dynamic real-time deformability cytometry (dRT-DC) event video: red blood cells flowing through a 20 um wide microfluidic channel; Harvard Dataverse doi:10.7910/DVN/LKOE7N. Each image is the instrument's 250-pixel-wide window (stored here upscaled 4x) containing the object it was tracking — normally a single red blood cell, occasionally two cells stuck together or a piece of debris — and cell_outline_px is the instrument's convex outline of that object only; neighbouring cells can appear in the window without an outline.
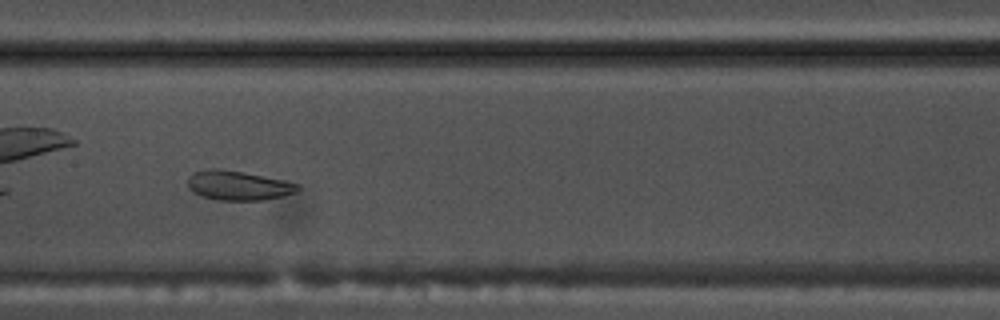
{"species": "common noctule bat (a hibernating species)", "species_latin": "Nyctalus noctula", "temperature_condition": "warm", "stored_images_in_passage": 39, "camera_frame_rate_fps": 3000, "um_per_image_px": 0.085, "animal": {"sex": "male", "body_mass_g": 17.5, "forearm_length_mm": 52.3}, "frame": {"image": 1, "passage_image": 12, "time_ms": 3.667, "image_size_px": [1000, 320], "cell_outline_px": [[300, 188], [296, 192], [264, 200], [216, 200], [200, 196], [192, 192], [188, 188], [188, 176], [192, 172], [212, 168], [216, 168], [244, 172], [284, 180], [300, 184]], "centroid_in_image_um": [20.21, 15.76], "position_along_channel_um": 187.2, "area_um2": 19.02}}
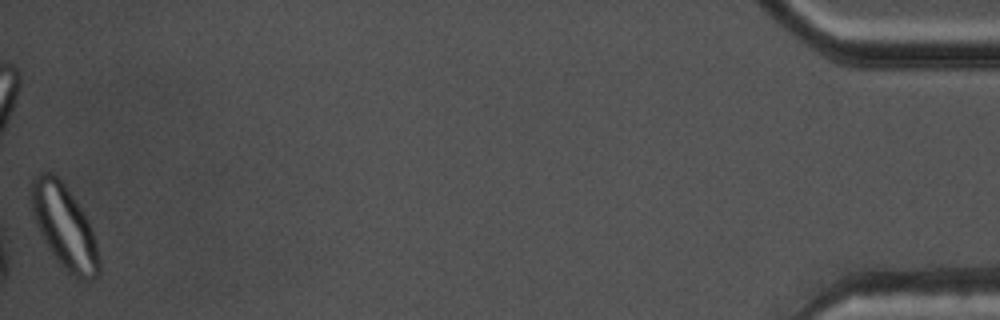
{"frame": {"image": 2, "passage_image": 39, "time_ms": 12.667, "image_size_px": [1000, 320], "cell_outline_px": [[100, 272], [92, 280], [80, 280], [68, 272], [56, 260], [48, 248], [36, 224], [32, 212], [32, 176], [40, 172], [52, 172], [64, 184], [88, 220], [92, 228], [96, 244], [100, 264]], "centroid_in_image_um": [5.47, 19.29], "position_along_channel_um": 429.7, "area_um2": 32.6}, "authors_computed_cell_mechanics": {"area_um2": 22.7154, "velocity_mm_per_s": 3.757, "shape_relaxation_time_tau1_ms": null, "shape_relaxation_time_tau2_ms": 1.504, "deformation_change_tau1": null, "deformation_change_tau2": 0.0688}}